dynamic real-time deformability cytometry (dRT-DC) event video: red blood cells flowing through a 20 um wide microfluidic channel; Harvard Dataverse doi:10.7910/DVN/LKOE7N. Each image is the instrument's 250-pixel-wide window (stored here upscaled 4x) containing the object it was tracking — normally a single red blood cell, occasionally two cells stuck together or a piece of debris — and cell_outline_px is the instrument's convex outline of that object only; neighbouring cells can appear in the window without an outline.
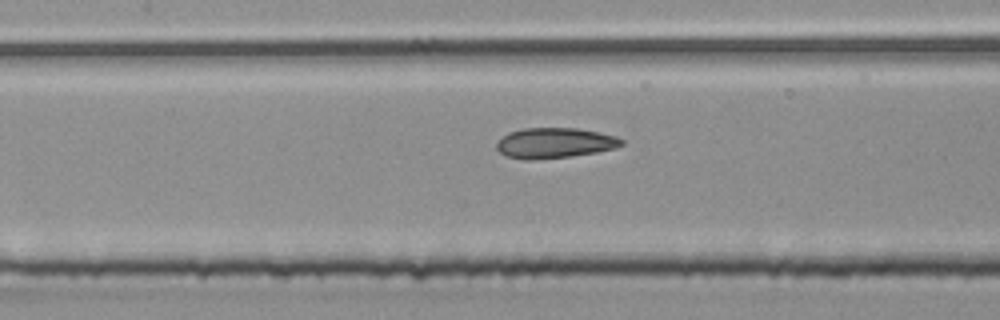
{"species": "common noctule bat (a hibernating species)", "species_latin": "Nyctalus noctula", "temperature_condition": "room temperature", "stored_images_in_passage": 9, "camera_frame_rate_fps": 3000, "um_per_image_px": 0.085, "animal": {"sex": "male", "body_mass_g": 20.4}, "frame": {"image": 1, "passage_image": 9, "time_ms": 2.667, "image_size_px": [1000, 320], "cell_outline_px": [[624, 144], [616, 148], [596, 152], [572, 156], [536, 160], [524, 160], [504, 156], [496, 148], [496, 144], [508, 132], [524, 128], [576, 128], [616, 136], [624, 140]], "centroid_in_image_um": [47.13, 12.17], "position_along_channel_um": 160.3, "area_um2": 22.2}}